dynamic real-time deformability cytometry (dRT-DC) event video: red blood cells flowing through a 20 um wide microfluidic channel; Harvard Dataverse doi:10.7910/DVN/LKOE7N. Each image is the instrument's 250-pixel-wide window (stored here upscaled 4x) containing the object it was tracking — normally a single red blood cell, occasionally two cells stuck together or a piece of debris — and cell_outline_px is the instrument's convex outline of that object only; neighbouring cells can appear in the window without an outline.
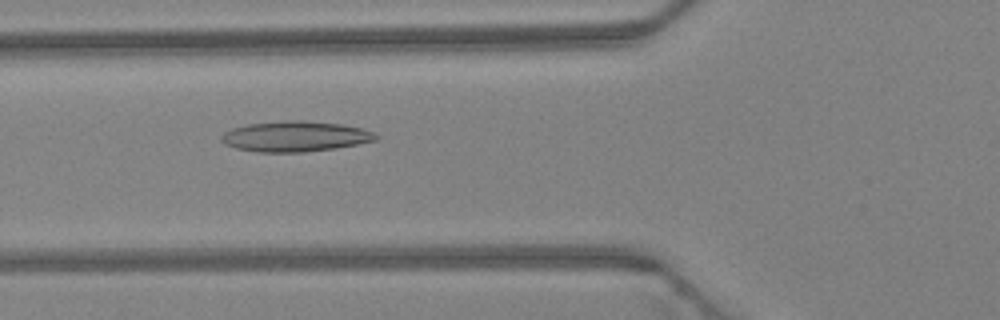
{"species": "Egyptian fruit bat (a non-hibernating species)", "species_latin": "Rousettus aegyptiacus", "temperature_condition": "warm", "stored_images_in_passage": 39, "camera_frame_rate_fps": 3000, "um_per_image_px": 0.085, "animal": {"sex": "female"}, "frame": {"image": 1, "passage_image": 10, "time_ms": 3.0, "image_size_px": [1000, 320], "cell_outline_px": [[380, 136], [376, 140], [336, 148], [304, 152], [256, 152], [236, 148], [224, 144], [220, 140], [220, 136], [224, 132], [232, 128], [248, 124], [284, 120], [300, 120], [344, 124], [360, 128], [372, 132]], "centroid_in_image_um": [25.06, 11.59], "position_along_channel_um": 100.7, "area_um2": 27.51}}
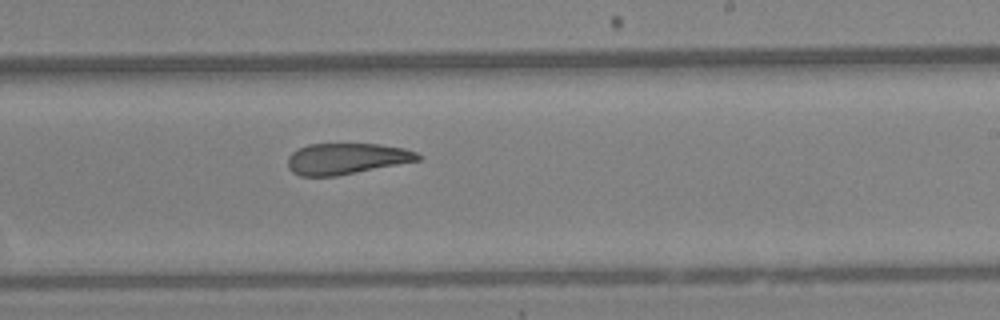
{"frame": {"image": 2, "passage_image": 21, "time_ms": 6.667, "image_size_px": [1000, 320], "cell_outline_px": [[420, 160], [336, 176], [300, 176], [292, 172], [288, 168], [288, 156], [292, 152], [308, 144], [380, 144], [404, 148], [416, 152], [420, 156]], "centroid_in_image_um": [29.42, 13.49], "position_along_channel_um": 259.6, "area_um2": 23.47}}
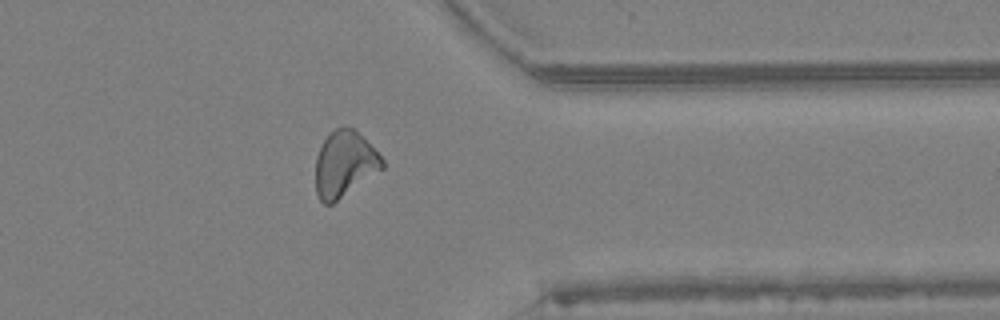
{"frame": {"image": 3, "passage_image": 30, "time_ms": 9.667, "image_size_px": [1000, 320], "cell_outline_px": [[384, 168], [332, 204], [324, 204], [320, 200], [316, 192], [316, 156], [324, 140], [336, 128], [344, 124], [356, 128], [384, 160]], "centroid_in_image_um": [29.29, 13.91], "position_along_channel_um": 382.1, "area_um2": 25.66}, "authors_computed_cell_mechanics": {"area_um2": 25.0274, "velocity_mm_per_s": 4.348, "shape_relaxation_time_tau1_ms": null, "shape_relaxation_time_tau2_ms": 4.4084, "deformation_change_tau1": null, "deformation_change_tau2": 0.1496}}